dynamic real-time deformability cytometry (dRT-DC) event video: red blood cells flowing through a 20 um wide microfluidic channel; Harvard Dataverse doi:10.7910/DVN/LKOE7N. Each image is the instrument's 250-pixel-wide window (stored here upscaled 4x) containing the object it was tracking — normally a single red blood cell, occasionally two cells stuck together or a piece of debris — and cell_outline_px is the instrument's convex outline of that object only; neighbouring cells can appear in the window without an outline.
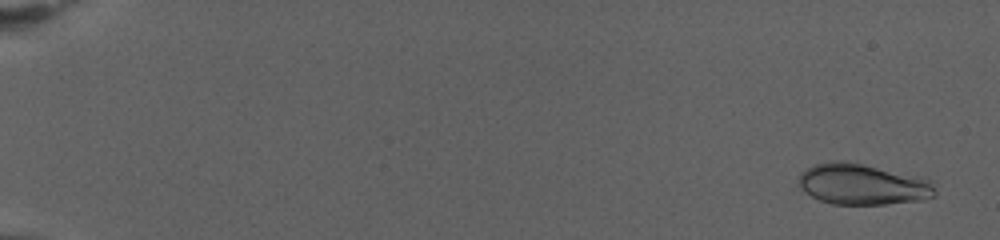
{"species": "human", "species_latin": "Homo sapiens", "temperature_condition": "warm", "stored_images_in_passage": 75, "camera_frame_rate_fps": 3000, "um_per_image_px": 0.085, "donor": {"sex": "female"}, "frame": {"image": 1, "passage_image": 3, "time_ms": 0.667, "image_size_px": [1000, 240], "cell_outline_px": [[936, 192], [932, 196], [920, 200], [884, 204], [832, 204], [820, 200], [804, 192], [800, 188], [800, 172], [816, 164], [836, 160], [840, 160], [860, 164], [932, 180]], "centroid_in_image_um": [73.29, 15.68], "position_along_channel_um": 11.7, "area_um2": 31.91}}
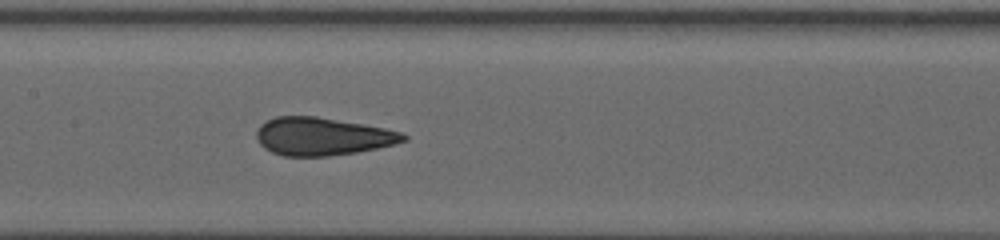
{"frame": {"image": 2, "passage_image": 40, "time_ms": 13.0, "image_size_px": [1000, 240], "cell_outline_px": [[408, 140], [396, 144], [356, 152], [328, 156], [284, 156], [272, 152], [264, 148], [260, 144], [256, 136], [256, 132], [260, 124], [264, 120], [276, 116], [316, 116], [384, 128], [404, 132], [408, 136]], "centroid_in_image_um": [27.39, 11.59], "position_along_channel_um": 180.0, "area_um2": 32.54}}
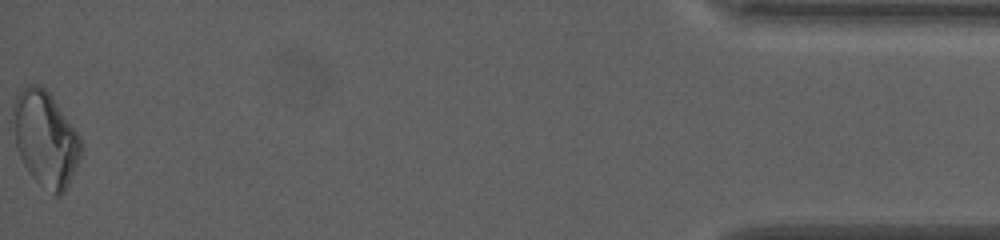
{"frame": {"image": 3, "passage_image": 75, "time_ms": 24.667, "image_size_px": [1000, 240], "cell_outline_px": [[80, 156], [72, 176], [64, 192], [60, 196], [56, 196], [36, 180], [28, 172], [20, 156], [16, 144], [12, 108], [16, 96], [28, 84], [40, 84], [52, 96], [80, 136]], "centroid_in_image_um": [3.85, 11.78], "position_along_channel_um": 431.3, "area_um2": 36.99}, "authors_computed_cell_mechanics": {"area_um2": 32.2524, "velocity_mm_per_s": 2.8631, "shape_relaxation_time_tau1_ms": 11.2193, "shape_relaxation_time_tau2_ms": 0.9894, "deformation_change_tau1": 0.2069, "deformation_change_tau2": 0.0507}}